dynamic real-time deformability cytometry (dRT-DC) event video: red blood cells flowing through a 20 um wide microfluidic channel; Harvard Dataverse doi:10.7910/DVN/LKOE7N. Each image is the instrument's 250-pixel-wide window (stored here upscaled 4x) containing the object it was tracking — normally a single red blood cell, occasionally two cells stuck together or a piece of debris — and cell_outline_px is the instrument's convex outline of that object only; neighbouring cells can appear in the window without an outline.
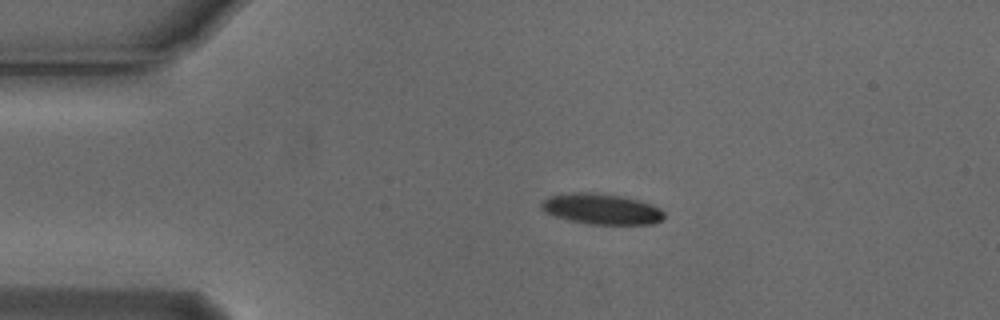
{"species": "Egyptian fruit bat (a non-hibernating species)", "species_latin": "Rousettus aegyptiacus", "temperature_condition": "cold", "stored_images_in_passage": 3, "camera_frame_rate_fps": 3000, "um_per_image_px": 0.085, "animal": {"sex": "male"}, "frame": {"image": 1, "passage_image": 2, "time_ms": 0.333, "image_size_px": [1000, 320], "cell_outline_px": [[664, 220], [652, 224], [588, 224], [568, 220], [544, 212], [540, 208], [540, 204], [548, 196], [572, 192], [592, 192], [620, 196], [640, 200], [652, 204], [660, 208], [664, 212]], "centroid_in_image_um": [51.13, 17.76], "position_along_channel_um": 33.9, "area_um2": 22.14}}